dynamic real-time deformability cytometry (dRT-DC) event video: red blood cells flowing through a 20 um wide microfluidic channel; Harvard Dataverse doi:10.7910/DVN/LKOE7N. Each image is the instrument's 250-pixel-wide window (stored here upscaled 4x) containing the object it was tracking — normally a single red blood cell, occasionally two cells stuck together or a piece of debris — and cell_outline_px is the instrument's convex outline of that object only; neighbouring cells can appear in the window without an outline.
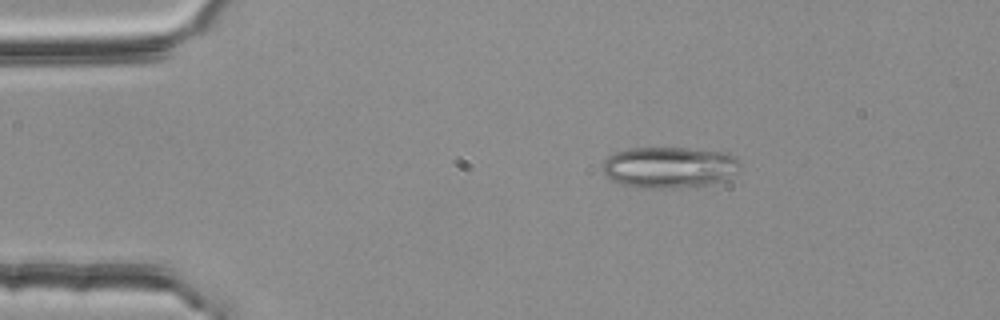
{"species": "common noctule bat (a hibernating species)", "species_latin": "Nyctalus noctula", "temperature_condition": "room temperature", "stored_images_in_passage": 46, "camera_frame_rate_fps": 3000, "um_per_image_px": 0.085, "animal": {"sex": "female", "body_mass_g": 25.1}, "frame": {"image": 1, "passage_image": 1, "time_ms": 0.0, "image_size_px": [1000, 320], "cell_outline_px": [[740, 164], [724, 180], [708, 184], [672, 188], [640, 188], [620, 184], [612, 180], [604, 172], [604, 160], [608, 156], [616, 152], [628, 148], [688, 148], [724, 152], [736, 156]], "centroid_in_image_um": [56.85, 14.21], "position_along_channel_um": 28.2, "area_um2": 32.71}}
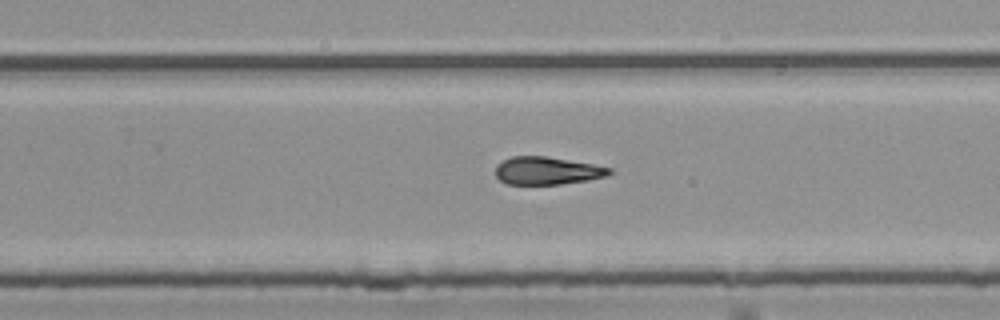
{"frame": {"image": 2, "passage_image": 26, "time_ms": 8.333, "image_size_px": [1000, 320], "cell_outline_px": [[612, 172], [608, 176], [588, 180], [560, 184], [508, 184], [500, 180], [496, 176], [496, 164], [512, 156], [544, 156], [592, 164], [612, 168]], "centroid_in_image_um": [46.5, 14.51], "position_along_channel_um": 283.3, "area_um2": 18.32}}
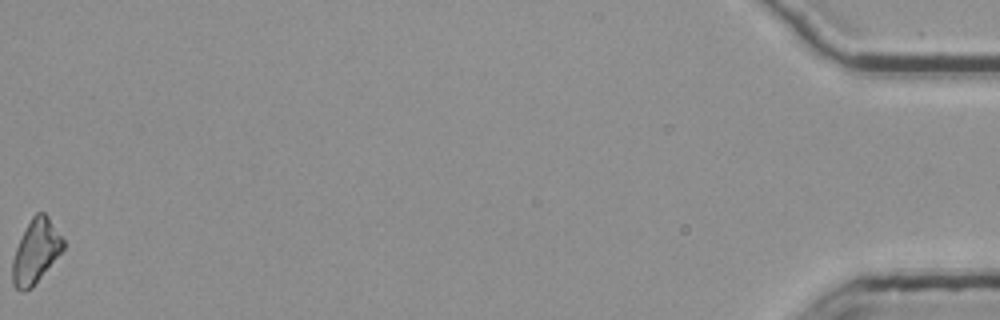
{"frame": {"image": 3, "passage_image": 46, "time_ms": 15.0, "image_size_px": [1000, 320], "cell_outline_px": [[64, 248], [32, 288], [24, 292], [20, 292], [12, 284], [12, 260], [16, 248], [32, 216], [36, 212], [44, 212], [48, 216], [64, 240]], "centroid_in_image_um": [3.03, 21.4], "position_along_channel_um": 432.2, "area_um2": 18.67}, "authors_computed_cell_mechanics": {"area_um2": 19.363, "velocity_mm_per_s": 3.7752, "shape_relaxation_time_tau1_ms": 10.1944, "shape_relaxation_time_tau2_ms": 6.8608, "deformation_change_tau1": 0.2328, "deformation_change_tau2": 0.1823}}